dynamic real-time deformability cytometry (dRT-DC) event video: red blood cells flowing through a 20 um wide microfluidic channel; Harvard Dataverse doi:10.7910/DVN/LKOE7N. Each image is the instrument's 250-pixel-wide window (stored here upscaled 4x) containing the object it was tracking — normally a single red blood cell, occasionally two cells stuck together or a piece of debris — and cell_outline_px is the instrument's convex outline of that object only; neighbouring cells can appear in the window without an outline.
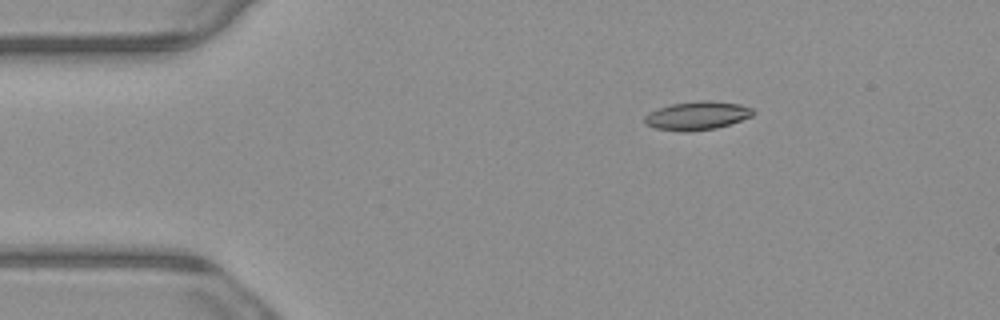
{"species": "common noctule bat (a hibernating species)", "species_latin": "Nyctalus noctula", "temperature_condition": "warm", "stored_images_in_passage": 3, "camera_frame_rate_fps": 3000, "um_per_image_px": 0.085, "animal": {"sex": "male", "body_mass_g": 23.1, "forearm_length_mm": 52.7}, "frame": {"image": 1, "passage_image": 1, "time_ms": 0.0, "image_size_px": [1000, 320], "cell_outline_px": [[756, 112], [752, 116], [716, 128], [688, 132], [684, 132], [656, 128], [644, 124], [644, 116], [648, 112], [656, 108], [672, 104], [700, 100], [708, 100], [740, 104], [752, 108]], "centroid_in_image_um": [59.22, 9.82], "position_along_channel_um": 25.8, "area_um2": 18.09}}
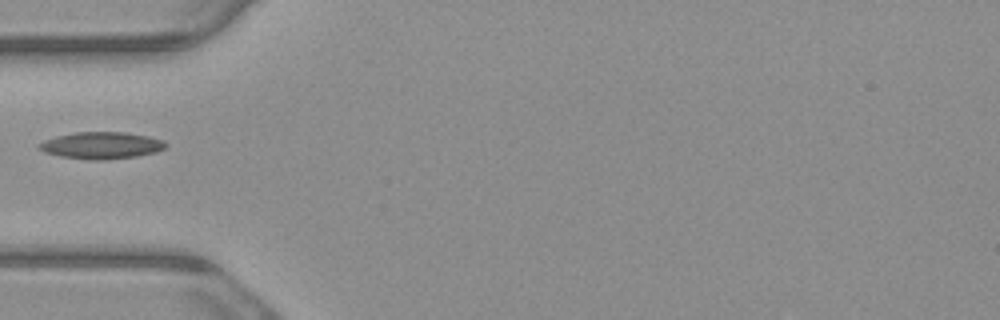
{"frame": {"image": 2, "passage_image": 3, "time_ms": 0.667, "image_size_px": [1000, 320], "cell_outline_px": [[168, 144], [164, 148], [156, 152], [136, 156], [104, 160], [88, 160], [60, 156], [44, 152], [36, 148], [36, 144], [44, 140], [56, 136], [76, 132], [124, 132], [148, 136], [164, 140]], "centroid_in_image_um": [8.58, 12.36], "position_along_channel_um": 76.4, "area_um2": 20.0}}